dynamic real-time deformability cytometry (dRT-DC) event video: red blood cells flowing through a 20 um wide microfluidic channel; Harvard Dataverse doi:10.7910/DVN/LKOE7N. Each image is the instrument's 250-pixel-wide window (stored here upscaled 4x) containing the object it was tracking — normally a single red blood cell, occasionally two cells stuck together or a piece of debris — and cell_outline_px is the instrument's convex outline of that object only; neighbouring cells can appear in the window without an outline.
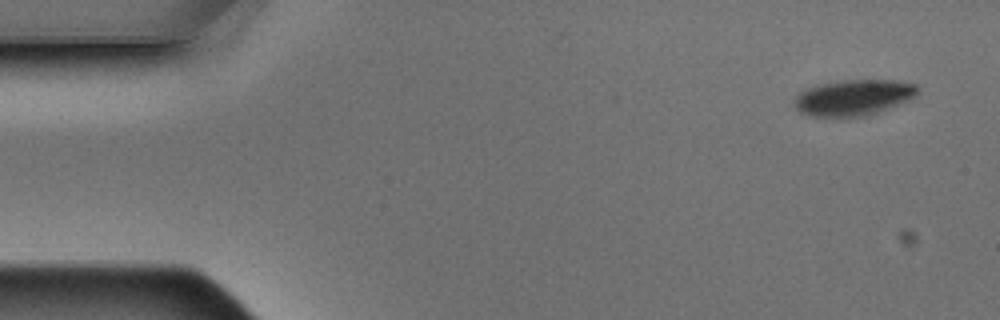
{"species": "Egyptian fruit bat (a non-hibernating species)", "species_latin": "Rousettus aegyptiacus", "temperature_condition": "warm", "stored_images_in_passage": 4, "camera_frame_rate_fps": 3000, "um_per_image_px": 0.085, "animal": {"sex": "male"}, "frame": {"image": 1, "passage_image": 1, "time_ms": 0.0, "image_size_px": [1000, 320], "cell_outline_px": [[920, 88], [916, 96], [908, 100], [876, 112], [864, 116], [808, 116], [800, 112], [796, 108], [796, 96], [800, 92], [816, 84], [840, 80], [896, 80], [916, 84]], "centroid_in_image_um": [72.56, 8.27], "position_along_channel_um": 12.4, "area_um2": 25.61}}
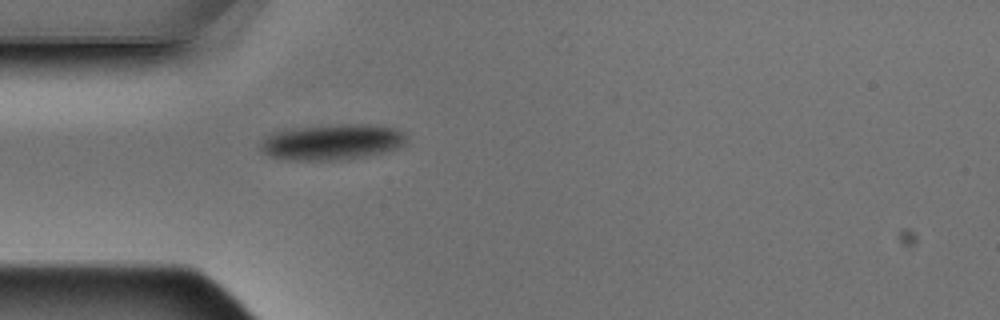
{"frame": {"image": 2, "passage_image": 4, "time_ms": 1.0, "image_size_px": [1000, 320], "cell_outline_px": [[408, 144], [384, 152], [348, 160], [288, 160], [268, 156], [260, 148], [260, 144], [268, 136], [276, 132], [292, 128], [340, 124], [368, 124], [396, 128], [408, 140]], "centroid_in_image_um": [28.25, 12.08], "position_along_channel_um": 56.7, "area_um2": 30.46}}